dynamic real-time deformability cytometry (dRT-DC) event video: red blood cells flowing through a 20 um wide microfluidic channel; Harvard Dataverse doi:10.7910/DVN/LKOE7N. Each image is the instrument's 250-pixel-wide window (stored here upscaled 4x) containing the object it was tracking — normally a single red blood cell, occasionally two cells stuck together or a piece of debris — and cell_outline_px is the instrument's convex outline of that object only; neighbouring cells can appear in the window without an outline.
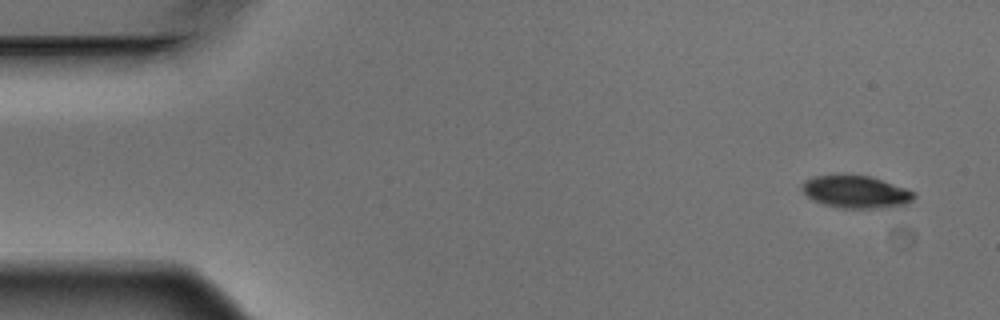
{"species": "Egyptian fruit bat (a non-hibernating species)", "species_latin": "Rousettus aegyptiacus", "temperature_condition": "warm", "stored_images_in_passage": 8, "camera_frame_rate_fps": 3000, "um_per_image_px": 0.085, "animal": {"sex": "male"}, "frame": {"image": 1, "passage_image": 1, "time_ms": 0.0, "image_size_px": [1000, 320], "cell_outline_px": [[916, 196], [908, 204], [880, 208], [840, 208], [824, 204], [812, 200], [800, 188], [804, 180], [812, 176], [840, 172], [872, 176], [916, 192]], "centroid_in_image_um": [72.72, 16.26], "position_along_channel_um": 12.3, "area_um2": 21.96}}
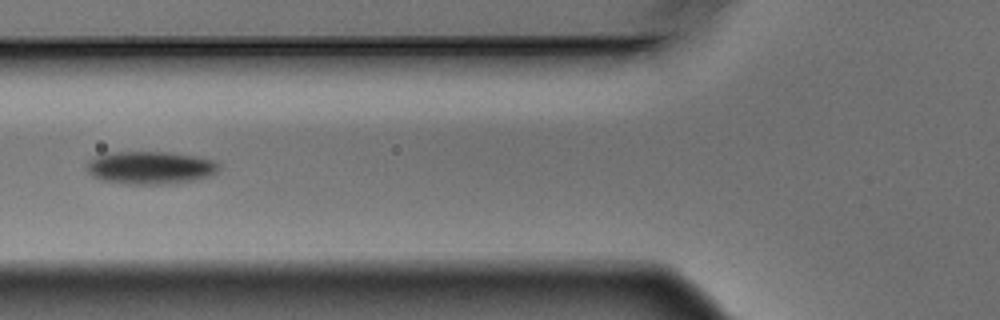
{"frame": {"image": 2, "passage_image": 6, "time_ms": 1.667, "image_size_px": [1000, 320], "cell_outline_px": [[220, 168], [212, 176], [192, 180], [160, 184], [128, 184], [104, 180], [92, 176], [88, 172], [88, 160], [92, 156], [108, 152], [168, 152], [196, 156], [216, 160], [220, 164]], "centroid_in_image_um": [12.79, 14.23], "position_along_channel_um": 113.0, "area_um2": 25.37}}
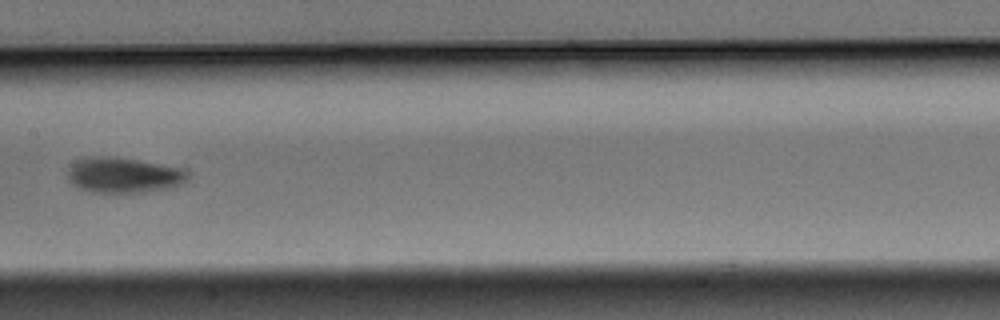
{"frame": {"image": 3, "passage_image": 8, "time_ms": 2.333, "image_size_px": [1000, 320], "cell_outline_px": [[192, 172], [188, 180], [184, 184], [172, 188], [144, 192], [92, 192], [80, 188], [72, 184], [68, 180], [68, 168], [76, 160], [92, 156], [104, 156], [136, 160], [180, 168]], "centroid_in_image_um": [10.55, 14.9], "position_along_channel_um": 196.9, "area_um2": 24.85}}